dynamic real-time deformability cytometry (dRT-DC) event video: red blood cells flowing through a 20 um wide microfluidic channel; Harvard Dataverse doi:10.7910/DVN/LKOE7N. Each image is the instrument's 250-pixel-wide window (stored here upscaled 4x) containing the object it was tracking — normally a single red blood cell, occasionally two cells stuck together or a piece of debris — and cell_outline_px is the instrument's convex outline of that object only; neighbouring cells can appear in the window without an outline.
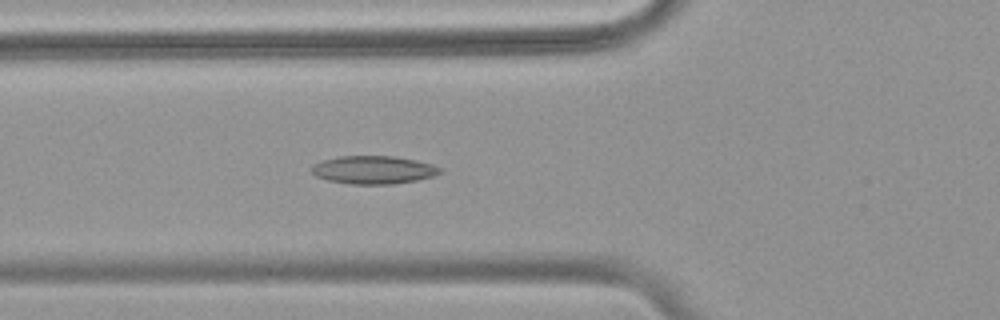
{"species": "common noctule bat (a hibernating species)", "species_latin": "Nyctalus noctula", "temperature_condition": "warm", "stored_images_in_passage": 46, "camera_frame_rate_fps": 3000, "um_per_image_px": 0.085, "animal": {"sex": "female", "body_mass_g": 18.4}, "frame": {"image": 1, "passage_image": 11, "time_ms": 3.333, "image_size_px": [1000, 320], "cell_outline_px": [[444, 172], [432, 176], [416, 180], [392, 184], [348, 184], [328, 180], [316, 176], [312, 172], [312, 164], [324, 160], [340, 156], [396, 156], [416, 160], [432, 164], [440, 168]], "centroid_in_image_um": [31.75, 14.43], "position_along_channel_um": 94.0, "area_um2": 20.98}}
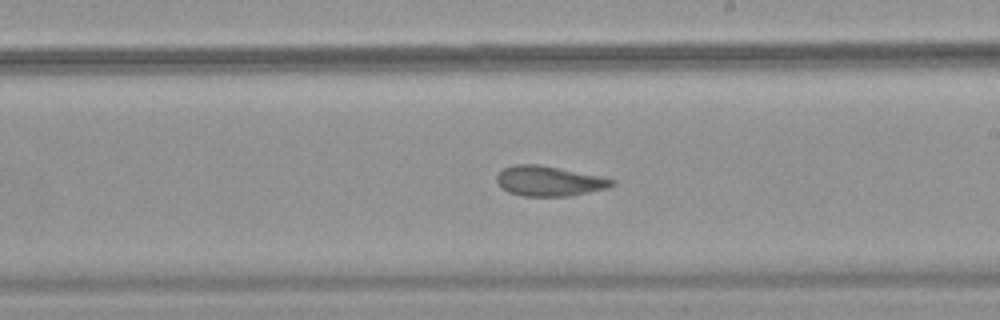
{"frame": {"image": 2, "passage_image": 23, "time_ms": 7.333, "image_size_px": [1000, 320], "cell_outline_px": [[616, 184], [608, 188], [568, 196], [524, 196], [508, 192], [496, 180], [496, 176], [504, 168], [516, 164], [540, 164], [600, 176], [616, 180]], "centroid_in_image_um": [46.7, 15.38], "position_along_channel_um": 242.3, "area_um2": 20.06}}
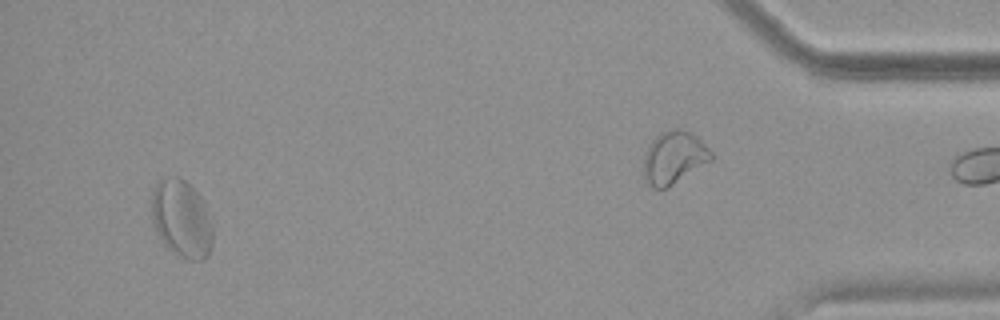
{"frame": {"image": 3, "passage_image": 43, "time_ms": 14.0, "image_size_px": [1000, 320], "cell_outline_px": [[212, 244], [204, 260], [192, 260], [180, 256], [168, 248], [164, 244], [156, 232], [152, 220], [152, 192], [156, 180], [172, 176], [180, 176], [200, 196], [212, 228]], "centroid_in_image_um": [15.39, 18.57], "position_along_channel_um": 419.8, "area_um2": 27.34}, "authors_computed_cell_mechanics": {"area_um2": 21.4727, "velocity_mm_per_s": 3.7175, "shape_relaxation_time_tau1_ms": null, "shape_relaxation_time_tau2_ms": 3.0743, "deformation_change_tau1": null, "deformation_change_tau2": 0.0988}}